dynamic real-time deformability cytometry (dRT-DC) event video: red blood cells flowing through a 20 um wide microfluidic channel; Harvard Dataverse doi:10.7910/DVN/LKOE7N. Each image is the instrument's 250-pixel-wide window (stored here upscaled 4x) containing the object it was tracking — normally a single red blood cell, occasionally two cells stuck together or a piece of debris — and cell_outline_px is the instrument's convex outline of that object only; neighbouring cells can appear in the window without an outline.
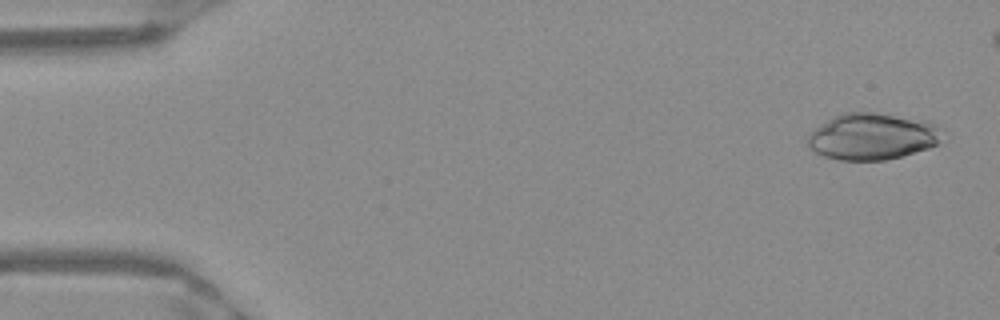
{"species": "Egyptian fruit bat (a non-hibernating species)", "species_latin": "Rousettus aegyptiacus", "temperature_condition": "warm", "stored_images_in_passage": 46, "camera_frame_rate_fps": 3000, "um_per_image_px": 0.085, "frame": {"image": 1, "passage_image": 2, "time_ms": 0.333, "image_size_px": [1000, 320], "cell_outline_px": [[936, 144], [928, 148], [900, 156], [884, 160], [840, 160], [824, 156], [808, 148], [808, 136], [816, 128], [832, 116], [844, 112], [872, 112], [928, 120], [936, 128]], "centroid_in_image_um": [74.04, 11.59], "position_along_channel_um": 11.0, "area_um2": 35.78}}